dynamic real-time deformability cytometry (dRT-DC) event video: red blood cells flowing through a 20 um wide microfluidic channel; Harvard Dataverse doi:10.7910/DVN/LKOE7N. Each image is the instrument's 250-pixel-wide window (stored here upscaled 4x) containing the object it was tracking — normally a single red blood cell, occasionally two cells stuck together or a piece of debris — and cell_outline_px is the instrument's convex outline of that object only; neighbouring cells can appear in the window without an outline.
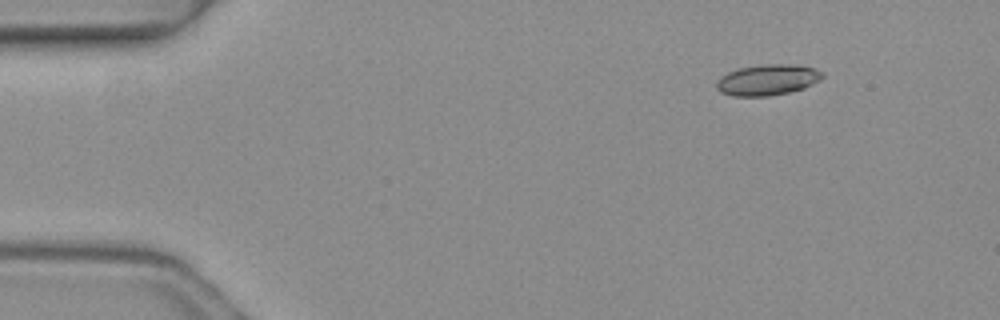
{"species": "common noctule bat (a hibernating species)", "species_latin": "Nyctalus noctula", "temperature_condition": "warm", "stored_images_in_passage": 3, "camera_frame_rate_fps": 3000, "um_per_image_px": 0.085, "animal": {"sex": "female", "body_mass_g": 19.3, "forearm_length_mm": 54.1}, "frame": {"image": 1, "passage_image": 1, "time_ms": 0.0, "image_size_px": [1000, 320], "cell_outline_px": [[824, 76], [820, 80], [804, 88], [788, 92], [768, 96], [732, 96], [720, 92], [716, 88], [716, 80], [720, 76], [736, 68], [764, 64], [792, 64], [816, 68], [824, 72]], "centroid_in_image_um": [65.23, 6.78], "position_along_channel_um": 19.8, "area_um2": 19.31}}